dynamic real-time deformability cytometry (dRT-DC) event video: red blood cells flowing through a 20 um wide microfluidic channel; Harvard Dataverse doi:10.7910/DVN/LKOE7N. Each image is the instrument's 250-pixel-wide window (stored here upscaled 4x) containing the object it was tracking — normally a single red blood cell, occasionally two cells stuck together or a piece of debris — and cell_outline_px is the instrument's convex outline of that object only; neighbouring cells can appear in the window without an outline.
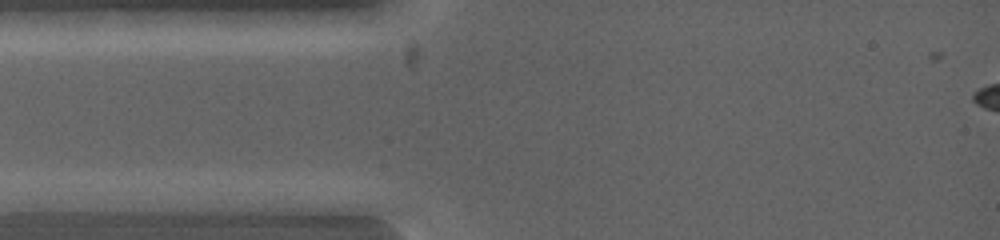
{"species": "common noctule bat (a hibernating species)", "species_latin": "Nyctalus noctula", "temperature_condition": "warm", "stored_images_in_passage": 3, "camera_frame_rate_fps": 5000, "um_per_image_px": 0.085, "animal": {"sex": "female", "body_mass_g": 19.0, "forearm_length_mm": 53.3}, "frame": {"image": 1, "passage_image": 1, "time_ms": 0.0, "image_size_px": [1000, 240], "cell_outline_px": [[124, 200], [88, 212], [20, 212], [12, 200], [80, 192], [112, 192]], "centroid_in_image_um": [5.76, 17.21], "position_along_channel_um": 79.2, "area_um2": 11.96}}